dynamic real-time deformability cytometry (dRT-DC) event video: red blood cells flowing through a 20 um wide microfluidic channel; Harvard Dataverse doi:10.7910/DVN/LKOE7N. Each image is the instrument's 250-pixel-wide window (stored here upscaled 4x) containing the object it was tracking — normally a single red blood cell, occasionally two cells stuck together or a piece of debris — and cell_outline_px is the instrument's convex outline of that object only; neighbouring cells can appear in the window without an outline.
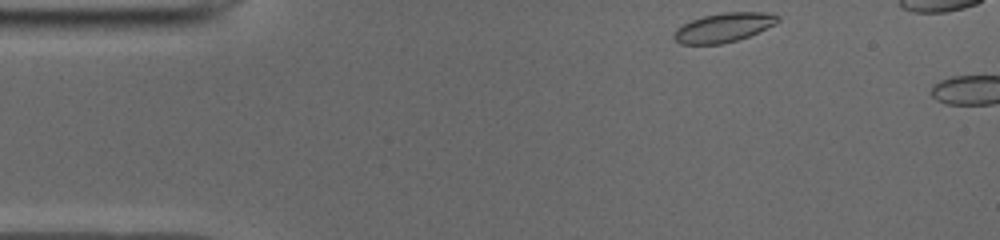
{"species": "common noctule bat (a hibernating species)", "species_latin": "Nyctalus noctula", "temperature_condition": "cold", "stored_images_in_passage": 5, "camera_frame_rate_fps": 3000, "um_per_image_px": 0.085, "animal": {"sex": "male", "body_mass_g": 19.0, "forearm_length_mm": 50.8}, "frame": {"image": 1, "passage_image": 1, "time_ms": 0.0, "image_size_px": [1000, 240], "cell_outline_px": [[780, 20], [776, 24], [748, 36], [736, 40], [720, 44], [680, 44], [672, 36], [672, 32], [676, 28], [692, 20], [704, 16], [724, 12], [772, 12], [780, 16]], "centroid_in_image_um": [61.52, 2.33], "position_along_channel_um": 23.5, "area_um2": 17.69}}